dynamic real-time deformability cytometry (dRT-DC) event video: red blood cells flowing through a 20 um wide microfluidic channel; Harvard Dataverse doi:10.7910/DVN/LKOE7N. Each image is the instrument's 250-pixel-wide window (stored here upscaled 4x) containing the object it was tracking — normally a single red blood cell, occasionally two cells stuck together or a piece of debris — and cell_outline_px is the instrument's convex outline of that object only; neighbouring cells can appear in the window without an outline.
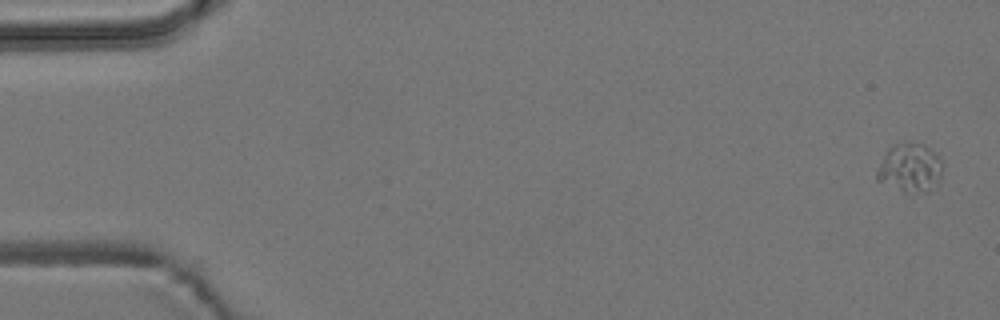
{"species": "common noctule bat (a hibernating species)", "species_latin": "Nyctalus noctula", "temperature_condition": "room temperature", "stored_images_in_passage": 6, "camera_frame_rate_fps": 3000, "um_per_image_px": 0.085, "animal": {"sex": "male", "body_mass_g": 19.2, "forearm_length_mm": 51.8}, "frame": {"image": 1, "passage_image": 6, "time_ms": 7.0, "image_size_px": [1000, 320], "cell_outline_px": [[940, 172], [936, 180], [924, 192], [904, 188], [876, 180], [876, 172], [888, 148], [896, 144], [924, 144], [940, 156]], "centroid_in_image_um": [77.32, 14.18], "position_along_channel_um": 7.7, "area_um2": 17.11}}